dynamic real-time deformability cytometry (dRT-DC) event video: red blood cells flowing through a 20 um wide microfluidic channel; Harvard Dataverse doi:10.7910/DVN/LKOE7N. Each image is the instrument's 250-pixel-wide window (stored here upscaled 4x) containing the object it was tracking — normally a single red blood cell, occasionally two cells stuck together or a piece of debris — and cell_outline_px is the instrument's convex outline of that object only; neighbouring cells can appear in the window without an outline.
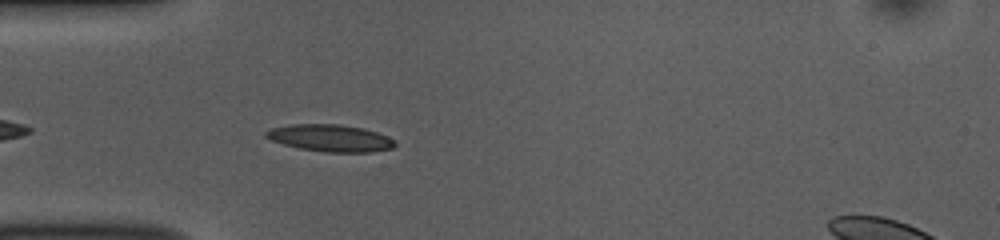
{"species": "common noctule bat (a hibernating species)", "species_latin": "Nyctalus noctula", "temperature_condition": "room temperature", "stored_images_in_passage": 36, "camera_frame_rate_fps": 3000, "um_per_image_px": 0.085, "animal": {"sex": "female", "body_mass_g": 10.0, "forearm_length_mm": 53.1}, "frame": {"image": 1, "passage_image": 4, "time_ms": 1.0, "image_size_px": [1000, 240], "cell_outline_px": [[396, 144], [392, 148], [372, 152], [324, 152], [300, 148], [284, 144], [272, 140], [264, 136], [264, 132], [272, 128], [292, 124], [340, 124], [364, 128], [388, 136], [396, 140]], "centroid_in_image_um": [28.11, 11.73], "position_along_channel_um": 56.9, "area_um2": 20.35}}
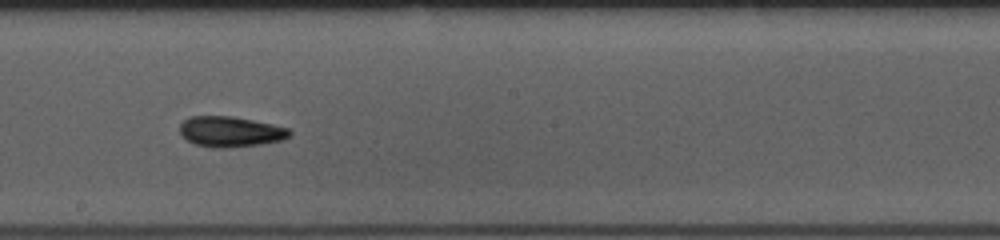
{"frame": {"image": 2, "passage_image": 18, "time_ms": 5.667, "image_size_px": [1000, 240], "cell_outline_px": [[292, 132], [288, 136], [280, 140], [260, 144], [224, 148], [212, 148], [196, 144], [180, 136], [180, 124], [188, 116], [232, 116], [272, 124], [288, 128]], "centroid_in_image_um": [19.53, 11.18], "position_along_channel_um": 228.7, "area_um2": 19.42}}
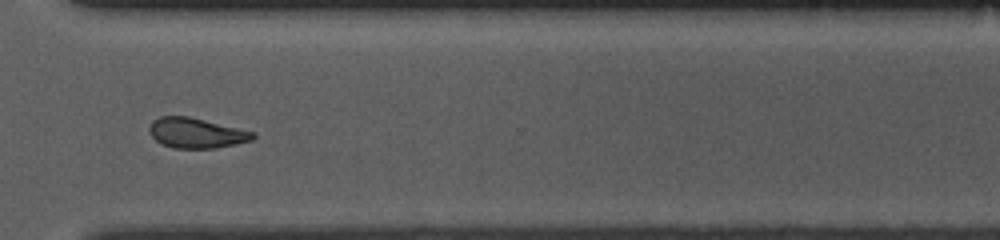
{"frame": {"image": 3, "passage_image": 28, "time_ms": 9.0, "image_size_px": [1000, 240], "cell_outline_px": [[256, 136], [252, 140], [236, 144], [212, 148], [172, 148], [156, 140], [148, 132], [148, 128], [152, 120], [160, 116], [188, 116], [256, 132]], "centroid_in_image_um": [16.68, 11.3], "position_along_channel_um": 353.9, "area_um2": 18.21}, "authors_computed_cell_mechanics": {"area_um2": 19.0451, "velocity_mm_per_s": 3.7652, "shape_relaxation_time_tau1_ms": 3.2709, "shape_relaxation_time_tau2_ms": null, "deformation_change_tau1": 0.1259, "deformation_change_tau2": null}}